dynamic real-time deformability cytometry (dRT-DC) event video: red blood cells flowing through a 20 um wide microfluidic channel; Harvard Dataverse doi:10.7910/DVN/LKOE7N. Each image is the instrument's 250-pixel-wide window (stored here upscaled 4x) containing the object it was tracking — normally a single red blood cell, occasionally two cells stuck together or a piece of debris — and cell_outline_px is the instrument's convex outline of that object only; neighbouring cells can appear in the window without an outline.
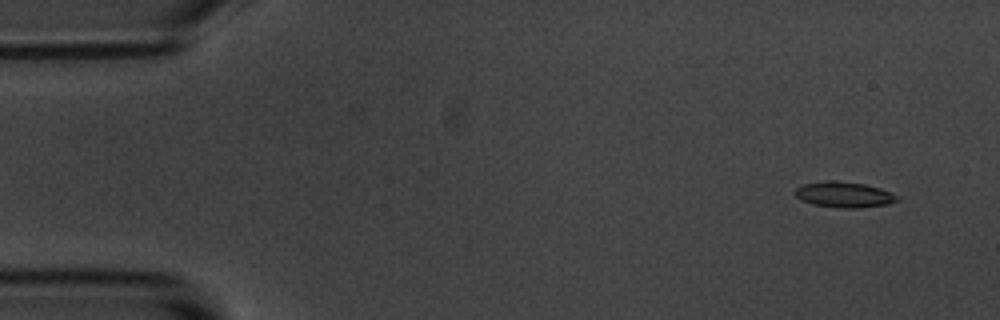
{"species": "common noctule bat (a hibernating species)", "species_latin": "Nyctalus noctula", "temperature_condition": "room temperature", "stored_images_in_passage": 8, "camera_frame_rate_fps": 3000, "um_per_image_px": 0.085, "animal": {"sex": "male", "body_mass_g": 20.1, "forearm_length_mm": 53.5}, "frame": {"image": 1, "passage_image": 1, "time_ms": 0.0, "image_size_px": [1000, 320], "cell_outline_px": [[900, 200], [888, 204], [856, 208], [840, 208], [812, 204], [800, 200], [792, 192], [796, 188], [804, 184], [824, 180], [832, 180], [864, 184], [880, 188], [900, 196]], "centroid_in_image_um": [71.73, 16.54], "position_along_channel_um": 13.3, "area_um2": 15.43}}
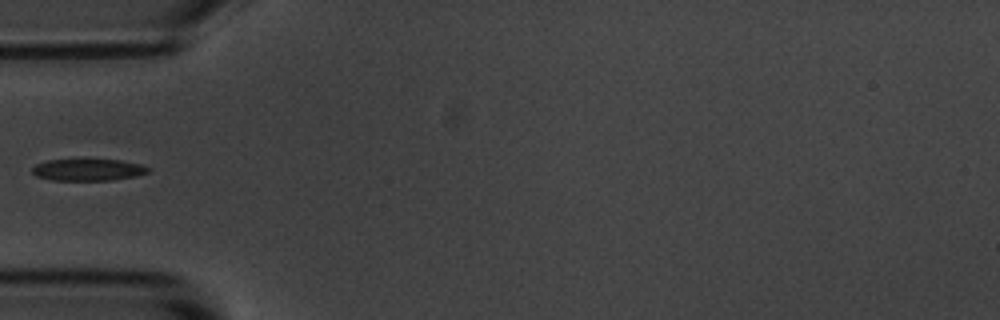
{"frame": {"image": 2, "passage_image": 5, "time_ms": 1.333, "image_size_px": [1000, 320], "cell_outline_px": [[152, 168], [148, 172], [136, 176], [112, 180], [52, 180], [36, 176], [32, 172], [32, 168], [36, 164], [48, 160], [120, 160], [140, 164]], "centroid_in_image_um": [7.5, 14.44], "position_along_channel_um": 77.5, "area_um2": 14.62}}
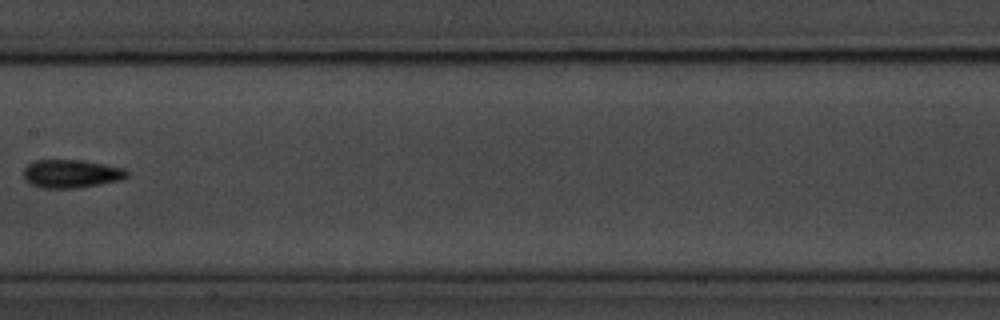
{"frame": {"image": 3, "passage_image": 8, "time_ms": 2.333, "image_size_px": [1000, 320], "cell_outline_px": [[128, 176], [120, 180], [100, 184], [76, 188], [44, 188], [32, 184], [24, 176], [24, 168], [28, 164], [36, 160], [80, 160], [104, 164], [124, 168], [128, 172]], "centroid_in_image_um": [6.08, 14.76], "position_along_channel_um": 201.3, "area_um2": 16.82}}